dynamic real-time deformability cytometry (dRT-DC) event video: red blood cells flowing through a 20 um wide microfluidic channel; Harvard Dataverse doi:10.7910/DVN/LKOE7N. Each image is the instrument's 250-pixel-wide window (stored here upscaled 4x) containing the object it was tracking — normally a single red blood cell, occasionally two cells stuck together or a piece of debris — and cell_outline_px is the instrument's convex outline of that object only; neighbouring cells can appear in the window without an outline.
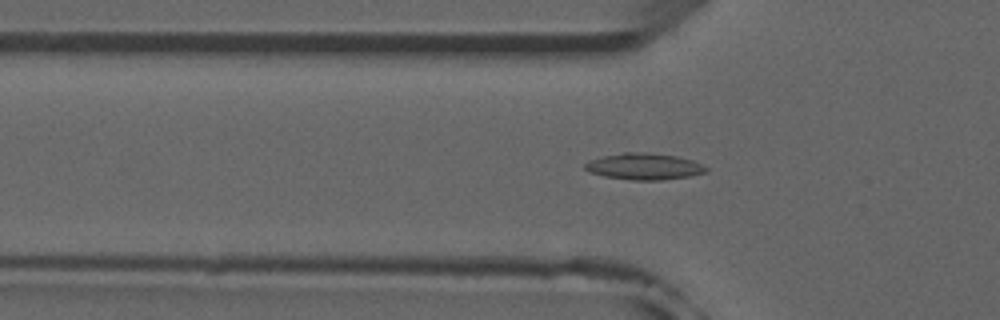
{"species": "common noctule bat (a hibernating species)", "species_latin": "Nyctalus noctula", "temperature_condition": "room temperature", "stored_images_in_passage": 52, "camera_frame_rate_fps": 3000, "um_per_image_px": 0.085, "animal": {"sex": "male", "forearm_length_mm": 52.5}, "frame": {"image": 1, "passage_image": 17, "time_ms": 5.333, "image_size_px": [1000, 320], "cell_outline_px": [[708, 172], [688, 176], [660, 180], [632, 180], [604, 176], [588, 172], [584, 168], [584, 164], [588, 160], [604, 156], [624, 152], [648, 152], [676, 156], [692, 160], [708, 168]], "centroid_in_image_um": [54.72, 14.14], "position_along_channel_um": 71.1, "area_um2": 18.67}}
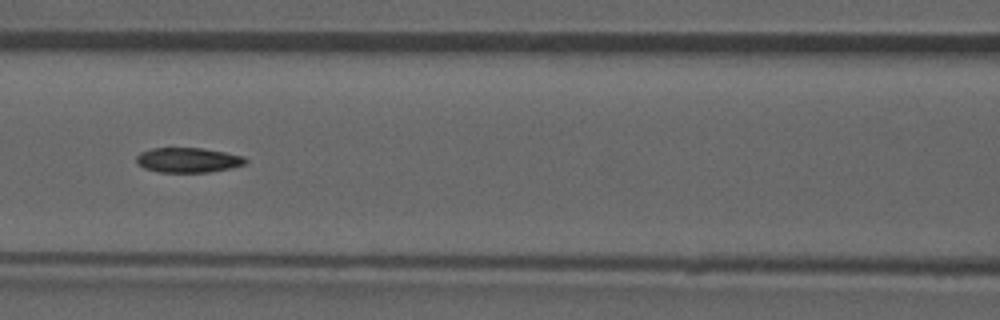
{"frame": {"image": 2, "passage_image": 23, "time_ms": 7.333, "image_size_px": [1000, 320], "cell_outline_px": [[248, 160], [244, 164], [228, 168], [208, 172], [160, 172], [144, 168], [136, 164], [136, 156], [140, 152], [152, 148], [200, 148], [224, 152], [244, 156]], "centroid_in_image_um": [15.94, 13.6], "position_along_channel_um": 150.7, "area_um2": 15.72}}
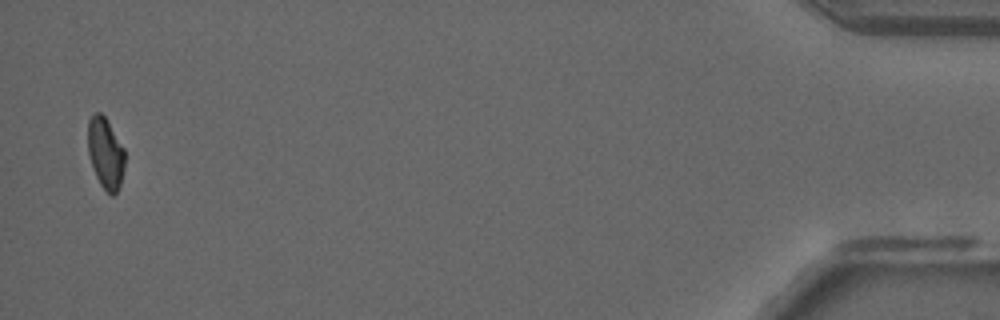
{"frame": {"image": 3, "passage_image": 51, "time_ms": 16.667, "image_size_px": [1000, 320], "cell_outline_px": [[124, 168], [120, 184], [116, 192], [112, 196], [100, 184], [92, 168], [88, 152], [88, 120], [96, 112], [100, 112], [108, 120], [124, 148]], "centroid_in_image_um": [8.96, 13.0], "position_along_channel_um": 426.2, "area_um2": 15.26}, "authors_computed_cell_mechanics": {"area_um2": 16.5308, "velocity_mm_per_s": 3.9338, "shape_relaxation_time_tau1_ms": null, "shape_relaxation_time_tau2_ms": 9.8628, "deformation_change_tau1": null, "deformation_change_tau2": 0.1526}}